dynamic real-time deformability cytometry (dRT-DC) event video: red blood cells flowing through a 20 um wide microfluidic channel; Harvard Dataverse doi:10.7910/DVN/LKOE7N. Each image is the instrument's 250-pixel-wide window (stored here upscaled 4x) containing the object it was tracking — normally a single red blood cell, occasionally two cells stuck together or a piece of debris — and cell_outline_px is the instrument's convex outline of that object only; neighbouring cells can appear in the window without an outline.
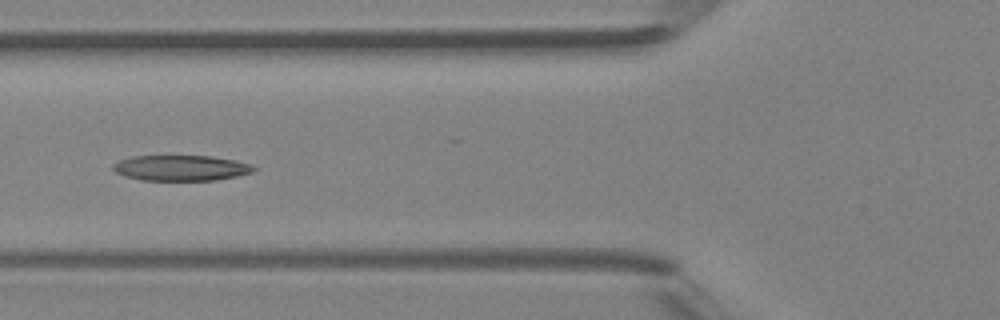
{"species": "Egyptian fruit bat (a non-hibernating species)", "species_latin": "Rousettus aegyptiacus", "temperature_condition": "room temperature", "stored_images_in_passage": 28, "camera_frame_rate_fps": 3000, "um_per_image_px": 0.085, "animal": {"sex": "female"}, "frame": {"image": 1, "passage_image": 8, "time_ms": 2.333, "image_size_px": [1000, 320], "cell_outline_px": [[256, 168], [252, 172], [236, 176], [216, 180], [144, 180], [124, 176], [116, 172], [112, 168], [112, 164], [120, 160], [132, 156], [212, 156], [236, 160], [252, 164]], "centroid_in_image_um": [15.39, 14.27], "position_along_channel_um": 110.4, "area_um2": 20.92}}
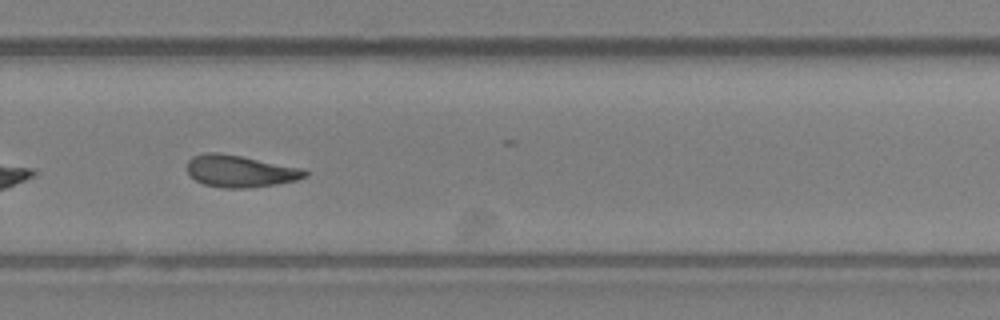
{"frame": {"image": 2, "passage_image": 22, "time_ms": 7.0, "image_size_px": [1000, 320], "cell_outline_px": [[308, 176], [296, 180], [276, 184], [248, 188], [224, 188], [204, 184], [196, 180], [188, 172], [188, 160], [192, 156], [204, 152], [216, 152], [240, 156], [300, 168], [308, 172]], "centroid_in_image_um": [20.39, 14.55], "position_along_channel_um": 309.4, "area_um2": 21.68}, "authors_computed_cell_mechanics": {"area_um2": 21.7617, "velocity_mm_per_s": 4.2796, "shape_relaxation_time_tau1_ms": null, "shape_relaxation_time_tau2_ms": 4.2477, "deformation_change_tau1": null, "deformation_change_tau2": 0.1269}}